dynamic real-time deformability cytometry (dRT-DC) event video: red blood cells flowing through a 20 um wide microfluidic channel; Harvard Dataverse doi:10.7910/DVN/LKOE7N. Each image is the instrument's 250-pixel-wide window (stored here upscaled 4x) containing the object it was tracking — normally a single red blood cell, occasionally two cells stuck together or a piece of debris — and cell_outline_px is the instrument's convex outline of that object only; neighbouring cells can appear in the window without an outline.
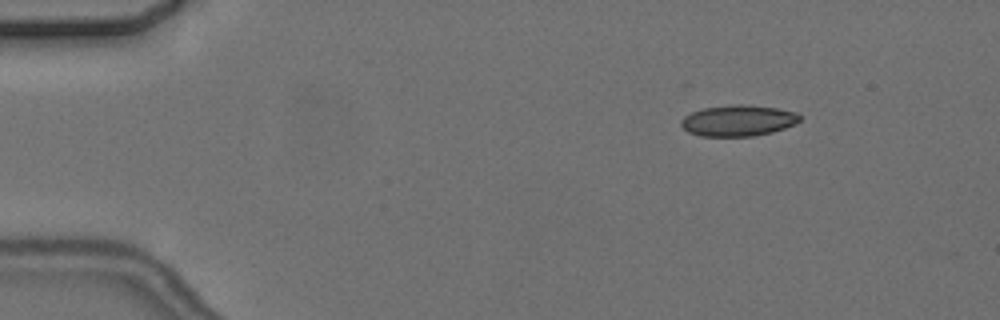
{"species": "common noctule bat (a hibernating species)", "species_latin": "Nyctalus noctula", "temperature_condition": "cold", "stored_images_in_passage": 10, "camera_frame_rate_fps": 3000, "um_per_image_px": 0.085, "animal": {"sex": "female", "body_mass_g": 24.6, "forearm_length_mm": 56.2}, "frame": {"image": 1, "passage_image": 2, "time_ms": 1.333, "image_size_px": [1000, 320], "cell_outline_px": [[800, 120], [796, 124], [772, 132], [752, 136], [700, 136], [688, 132], [680, 124], [680, 120], [684, 116], [692, 112], [704, 108], [736, 104], [740, 104], [776, 108], [796, 112], [800, 116]], "centroid_in_image_um": [62.73, 10.25], "position_along_channel_um": 22.3, "area_um2": 21.39}}
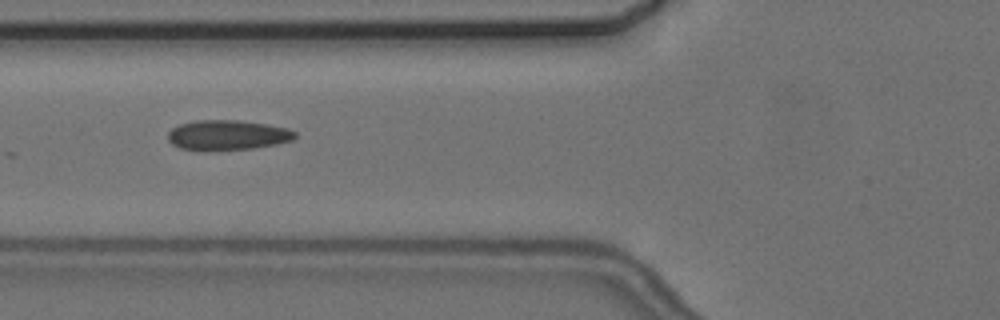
{"frame": {"image": 2, "passage_image": 6, "time_ms": 6.0, "image_size_px": [1000, 320], "cell_outline_px": [[296, 136], [292, 140], [276, 144], [252, 148], [208, 152], [204, 152], [180, 148], [172, 144], [168, 140], [168, 132], [172, 128], [180, 124], [196, 120], [236, 120], [264, 124], [288, 128], [296, 132]], "centroid_in_image_um": [19.29, 11.5], "position_along_channel_um": 106.5, "area_um2": 22.48}}
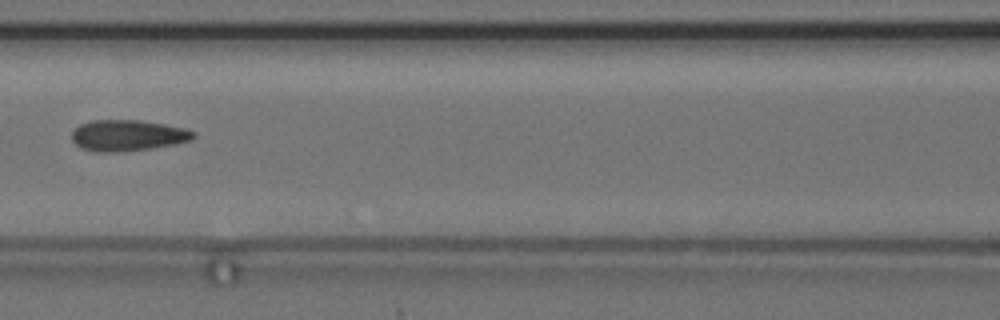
{"frame": {"image": 3, "passage_image": 7, "time_ms": 7.333, "image_size_px": [1000, 320], "cell_outline_px": [[196, 136], [192, 140], [176, 144], [152, 148], [116, 152], [96, 152], [80, 148], [72, 140], [72, 132], [80, 124], [92, 120], [140, 120], [164, 124], [184, 128], [196, 132]], "centroid_in_image_um": [10.87, 11.51], "position_along_channel_um": 155.7, "area_um2": 22.14}}